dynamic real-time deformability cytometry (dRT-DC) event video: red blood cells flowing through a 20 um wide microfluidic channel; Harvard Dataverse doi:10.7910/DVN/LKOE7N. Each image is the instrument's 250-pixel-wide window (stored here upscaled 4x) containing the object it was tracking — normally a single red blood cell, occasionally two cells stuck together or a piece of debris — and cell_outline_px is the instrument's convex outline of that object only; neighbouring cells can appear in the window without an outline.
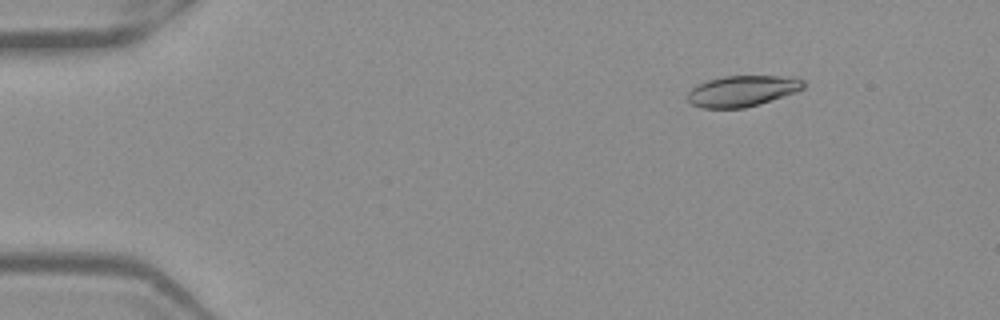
{"species": "Egyptian fruit bat (a non-hibernating species)", "species_latin": "Rousettus aegyptiacus", "temperature_condition": "warm", "stored_images_in_passage": 52, "camera_frame_rate_fps": 3000, "um_per_image_px": 0.085, "frame": {"image": 1, "passage_image": 7, "time_ms": 2.0, "image_size_px": [1000, 320], "cell_outline_px": [[804, 88], [796, 92], [760, 104], [744, 108], [704, 108], [692, 104], [688, 100], [688, 92], [696, 84], [708, 80], [724, 76], [780, 76], [804, 80]], "centroid_in_image_um": [63.08, 7.74], "position_along_channel_um": 21.9, "area_um2": 20.81}}
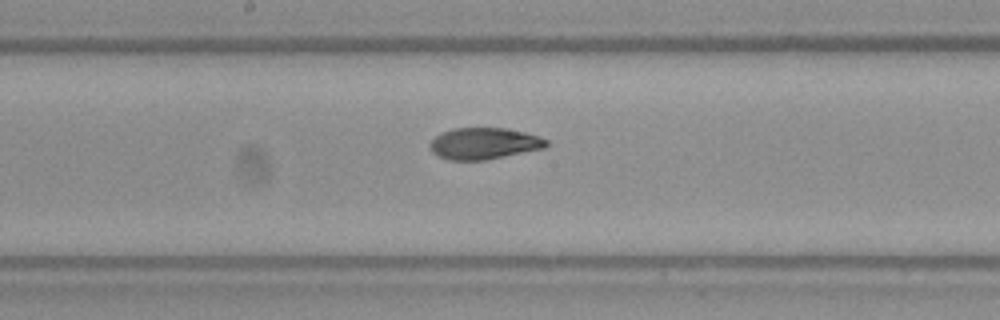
{"frame": {"image": 2, "passage_image": 28, "time_ms": 9.0, "image_size_px": [1000, 320], "cell_outline_px": [[548, 144], [544, 148], [484, 160], [448, 160], [436, 156], [428, 148], [428, 144], [440, 132], [452, 128], [504, 128], [524, 132], [548, 140]], "centroid_in_image_um": [41.06, 12.2], "position_along_channel_um": 207.1, "area_um2": 21.39}}
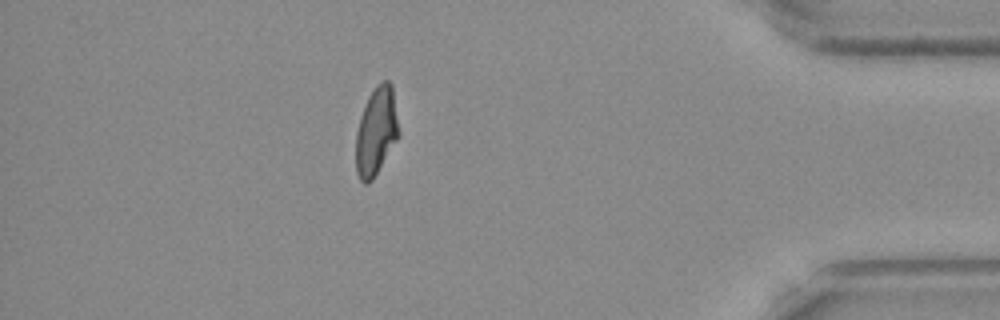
{"frame": {"image": 3, "passage_image": 46, "time_ms": 15.0, "image_size_px": [1000, 320], "cell_outline_px": [[400, 136], [372, 180], [368, 184], [364, 184], [360, 180], [356, 172], [356, 132], [360, 116], [368, 96], [376, 84], [380, 80], [388, 80], [392, 84], [400, 132]], "centroid_in_image_um": [31.99, 11.14], "position_along_channel_um": 403.2, "area_um2": 22.37}, "authors_computed_cell_mechanics": {"area_um2": 21.7039, "velocity_mm_per_s": 3.9459, "shape_relaxation_time_tau1_ms": 6.3476, "shape_relaxation_time_tau2_ms": 1.8408, "deformation_change_tau1": 0.1911, "deformation_change_tau2": 0.0659}}